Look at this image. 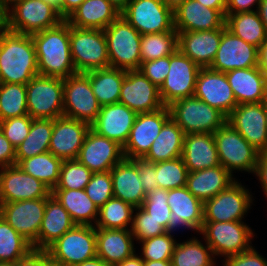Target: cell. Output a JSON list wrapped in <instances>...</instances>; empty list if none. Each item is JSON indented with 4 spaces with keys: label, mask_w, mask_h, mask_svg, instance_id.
Returning a JSON list of instances; mask_svg holds the SVG:
<instances>
[{
    "label": "cell",
    "mask_w": 267,
    "mask_h": 266,
    "mask_svg": "<svg viewBox=\"0 0 267 266\" xmlns=\"http://www.w3.org/2000/svg\"><path fill=\"white\" fill-rule=\"evenodd\" d=\"M0 266H16V263H11V262H0Z\"/></svg>",
    "instance_id": "obj_71"
},
{
    "label": "cell",
    "mask_w": 267,
    "mask_h": 266,
    "mask_svg": "<svg viewBox=\"0 0 267 266\" xmlns=\"http://www.w3.org/2000/svg\"><path fill=\"white\" fill-rule=\"evenodd\" d=\"M121 13L108 0H84L65 21L77 28H107Z\"/></svg>",
    "instance_id": "obj_34"
},
{
    "label": "cell",
    "mask_w": 267,
    "mask_h": 266,
    "mask_svg": "<svg viewBox=\"0 0 267 266\" xmlns=\"http://www.w3.org/2000/svg\"><path fill=\"white\" fill-rule=\"evenodd\" d=\"M199 70L200 67L179 49L170 55L169 72L159 88L164 106L194 95Z\"/></svg>",
    "instance_id": "obj_14"
},
{
    "label": "cell",
    "mask_w": 267,
    "mask_h": 266,
    "mask_svg": "<svg viewBox=\"0 0 267 266\" xmlns=\"http://www.w3.org/2000/svg\"><path fill=\"white\" fill-rule=\"evenodd\" d=\"M193 96L218 109L226 117L238 105L226 73L212 70L209 67L200 68Z\"/></svg>",
    "instance_id": "obj_21"
},
{
    "label": "cell",
    "mask_w": 267,
    "mask_h": 266,
    "mask_svg": "<svg viewBox=\"0 0 267 266\" xmlns=\"http://www.w3.org/2000/svg\"><path fill=\"white\" fill-rule=\"evenodd\" d=\"M131 160L136 164L138 168L139 179L142 183L145 193L148 194L149 192L159 188L156 181V163H150L143 159Z\"/></svg>",
    "instance_id": "obj_54"
},
{
    "label": "cell",
    "mask_w": 267,
    "mask_h": 266,
    "mask_svg": "<svg viewBox=\"0 0 267 266\" xmlns=\"http://www.w3.org/2000/svg\"><path fill=\"white\" fill-rule=\"evenodd\" d=\"M183 130L170 118L162 127L148 153L142 158L150 163L173 160L182 156Z\"/></svg>",
    "instance_id": "obj_36"
},
{
    "label": "cell",
    "mask_w": 267,
    "mask_h": 266,
    "mask_svg": "<svg viewBox=\"0 0 267 266\" xmlns=\"http://www.w3.org/2000/svg\"><path fill=\"white\" fill-rule=\"evenodd\" d=\"M238 105L260 103L267 98V76L259 66L226 72Z\"/></svg>",
    "instance_id": "obj_28"
},
{
    "label": "cell",
    "mask_w": 267,
    "mask_h": 266,
    "mask_svg": "<svg viewBox=\"0 0 267 266\" xmlns=\"http://www.w3.org/2000/svg\"><path fill=\"white\" fill-rule=\"evenodd\" d=\"M174 29L177 32L220 29L225 25V16L196 0H187L173 10Z\"/></svg>",
    "instance_id": "obj_26"
},
{
    "label": "cell",
    "mask_w": 267,
    "mask_h": 266,
    "mask_svg": "<svg viewBox=\"0 0 267 266\" xmlns=\"http://www.w3.org/2000/svg\"><path fill=\"white\" fill-rule=\"evenodd\" d=\"M38 73L31 35L7 30L0 35V83L26 85Z\"/></svg>",
    "instance_id": "obj_2"
},
{
    "label": "cell",
    "mask_w": 267,
    "mask_h": 266,
    "mask_svg": "<svg viewBox=\"0 0 267 266\" xmlns=\"http://www.w3.org/2000/svg\"><path fill=\"white\" fill-rule=\"evenodd\" d=\"M84 190L98 208L103 206L114 197L110 171L94 172Z\"/></svg>",
    "instance_id": "obj_50"
},
{
    "label": "cell",
    "mask_w": 267,
    "mask_h": 266,
    "mask_svg": "<svg viewBox=\"0 0 267 266\" xmlns=\"http://www.w3.org/2000/svg\"><path fill=\"white\" fill-rule=\"evenodd\" d=\"M167 203L171 209L167 232L172 233L179 228L193 229L200 232L203 227L204 203L196 198L186 186L169 189Z\"/></svg>",
    "instance_id": "obj_23"
},
{
    "label": "cell",
    "mask_w": 267,
    "mask_h": 266,
    "mask_svg": "<svg viewBox=\"0 0 267 266\" xmlns=\"http://www.w3.org/2000/svg\"><path fill=\"white\" fill-rule=\"evenodd\" d=\"M170 118V110L167 106L154 112L137 114L128 140L123 146L124 157L142 159Z\"/></svg>",
    "instance_id": "obj_15"
},
{
    "label": "cell",
    "mask_w": 267,
    "mask_h": 266,
    "mask_svg": "<svg viewBox=\"0 0 267 266\" xmlns=\"http://www.w3.org/2000/svg\"><path fill=\"white\" fill-rule=\"evenodd\" d=\"M75 225L70 214L51 194L46 198V206L38 240L32 245L33 249L46 251Z\"/></svg>",
    "instance_id": "obj_29"
},
{
    "label": "cell",
    "mask_w": 267,
    "mask_h": 266,
    "mask_svg": "<svg viewBox=\"0 0 267 266\" xmlns=\"http://www.w3.org/2000/svg\"><path fill=\"white\" fill-rule=\"evenodd\" d=\"M181 157L188 172L219 166L214 134H186Z\"/></svg>",
    "instance_id": "obj_31"
},
{
    "label": "cell",
    "mask_w": 267,
    "mask_h": 266,
    "mask_svg": "<svg viewBox=\"0 0 267 266\" xmlns=\"http://www.w3.org/2000/svg\"><path fill=\"white\" fill-rule=\"evenodd\" d=\"M26 88L28 115L33 119L63 116V79L37 75L26 84Z\"/></svg>",
    "instance_id": "obj_10"
},
{
    "label": "cell",
    "mask_w": 267,
    "mask_h": 266,
    "mask_svg": "<svg viewBox=\"0 0 267 266\" xmlns=\"http://www.w3.org/2000/svg\"><path fill=\"white\" fill-rule=\"evenodd\" d=\"M178 33V49L200 68L210 67L220 46L222 28Z\"/></svg>",
    "instance_id": "obj_27"
},
{
    "label": "cell",
    "mask_w": 267,
    "mask_h": 266,
    "mask_svg": "<svg viewBox=\"0 0 267 266\" xmlns=\"http://www.w3.org/2000/svg\"><path fill=\"white\" fill-rule=\"evenodd\" d=\"M8 30L7 2L0 0V35Z\"/></svg>",
    "instance_id": "obj_62"
},
{
    "label": "cell",
    "mask_w": 267,
    "mask_h": 266,
    "mask_svg": "<svg viewBox=\"0 0 267 266\" xmlns=\"http://www.w3.org/2000/svg\"><path fill=\"white\" fill-rule=\"evenodd\" d=\"M89 76L92 91L100 106L118 103L121 86L126 71L118 68L107 67L86 72Z\"/></svg>",
    "instance_id": "obj_37"
},
{
    "label": "cell",
    "mask_w": 267,
    "mask_h": 266,
    "mask_svg": "<svg viewBox=\"0 0 267 266\" xmlns=\"http://www.w3.org/2000/svg\"><path fill=\"white\" fill-rule=\"evenodd\" d=\"M32 250V244L0 215V262L16 263Z\"/></svg>",
    "instance_id": "obj_43"
},
{
    "label": "cell",
    "mask_w": 267,
    "mask_h": 266,
    "mask_svg": "<svg viewBox=\"0 0 267 266\" xmlns=\"http://www.w3.org/2000/svg\"><path fill=\"white\" fill-rule=\"evenodd\" d=\"M224 266H267V260L255 250L251 249L229 256L224 260Z\"/></svg>",
    "instance_id": "obj_55"
},
{
    "label": "cell",
    "mask_w": 267,
    "mask_h": 266,
    "mask_svg": "<svg viewBox=\"0 0 267 266\" xmlns=\"http://www.w3.org/2000/svg\"><path fill=\"white\" fill-rule=\"evenodd\" d=\"M254 174L258 177L261 187L263 188V192L267 197V151L259 154Z\"/></svg>",
    "instance_id": "obj_59"
},
{
    "label": "cell",
    "mask_w": 267,
    "mask_h": 266,
    "mask_svg": "<svg viewBox=\"0 0 267 266\" xmlns=\"http://www.w3.org/2000/svg\"><path fill=\"white\" fill-rule=\"evenodd\" d=\"M92 175L93 172L77 159L64 160L60 168L58 183L54 189H85Z\"/></svg>",
    "instance_id": "obj_47"
},
{
    "label": "cell",
    "mask_w": 267,
    "mask_h": 266,
    "mask_svg": "<svg viewBox=\"0 0 267 266\" xmlns=\"http://www.w3.org/2000/svg\"><path fill=\"white\" fill-rule=\"evenodd\" d=\"M26 85L0 83V121L28 115Z\"/></svg>",
    "instance_id": "obj_45"
},
{
    "label": "cell",
    "mask_w": 267,
    "mask_h": 266,
    "mask_svg": "<svg viewBox=\"0 0 267 266\" xmlns=\"http://www.w3.org/2000/svg\"><path fill=\"white\" fill-rule=\"evenodd\" d=\"M264 111H265L266 123H267V98L264 100Z\"/></svg>",
    "instance_id": "obj_72"
},
{
    "label": "cell",
    "mask_w": 267,
    "mask_h": 266,
    "mask_svg": "<svg viewBox=\"0 0 267 266\" xmlns=\"http://www.w3.org/2000/svg\"><path fill=\"white\" fill-rule=\"evenodd\" d=\"M137 113L118 102L102 106L91 129L98 135L119 143L122 147L128 140Z\"/></svg>",
    "instance_id": "obj_25"
},
{
    "label": "cell",
    "mask_w": 267,
    "mask_h": 266,
    "mask_svg": "<svg viewBox=\"0 0 267 266\" xmlns=\"http://www.w3.org/2000/svg\"><path fill=\"white\" fill-rule=\"evenodd\" d=\"M203 235L214 256L229 257L251 249L255 235L243 221L203 222L199 232Z\"/></svg>",
    "instance_id": "obj_9"
},
{
    "label": "cell",
    "mask_w": 267,
    "mask_h": 266,
    "mask_svg": "<svg viewBox=\"0 0 267 266\" xmlns=\"http://www.w3.org/2000/svg\"><path fill=\"white\" fill-rule=\"evenodd\" d=\"M220 165L231 174L234 170L255 173L260 152L227 122L214 133Z\"/></svg>",
    "instance_id": "obj_8"
},
{
    "label": "cell",
    "mask_w": 267,
    "mask_h": 266,
    "mask_svg": "<svg viewBox=\"0 0 267 266\" xmlns=\"http://www.w3.org/2000/svg\"><path fill=\"white\" fill-rule=\"evenodd\" d=\"M101 109L86 73L64 79L63 116L92 124Z\"/></svg>",
    "instance_id": "obj_11"
},
{
    "label": "cell",
    "mask_w": 267,
    "mask_h": 266,
    "mask_svg": "<svg viewBox=\"0 0 267 266\" xmlns=\"http://www.w3.org/2000/svg\"><path fill=\"white\" fill-rule=\"evenodd\" d=\"M16 165V149L0 130V168Z\"/></svg>",
    "instance_id": "obj_56"
},
{
    "label": "cell",
    "mask_w": 267,
    "mask_h": 266,
    "mask_svg": "<svg viewBox=\"0 0 267 266\" xmlns=\"http://www.w3.org/2000/svg\"><path fill=\"white\" fill-rule=\"evenodd\" d=\"M33 118L30 115L0 121V130L16 148L28 136Z\"/></svg>",
    "instance_id": "obj_52"
},
{
    "label": "cell",
    "mask_w": 267,
    "mask_h": 266,
    "mask_svg": "<svg viewBox=\"0 0 267 266\" xmlns=\"http://www.w3.org/2000/svg\"><path fill=\"white\" fill-rule=\"evenodd\" d=\"M52 190L19 166L0 168V204L47 198Z\"/></svg>",
    "instance_id": "obj_16"
},
{
    "label": "cell",
    "mask_w": 267,
    "mask_h": 266,
    "mask_svg": "<svg viewBox=\"0 0 267 266\" xmlns=\"http://www.w3.org/2000/svg\"><path fill=\"white\" fill-rule=\"evenodd\" d=\"M261 0H226V14H235L238 12H253L255 9H252L256 5V10H258Z\"/></svg>",
    "instance_id": "obj_58"
},
{
    "label": "cell",
    "mask_w": 267,
    "mask_h": 266,
    "mask_svg": "<svg viewBox=\"0 0 267 266\" xmlns=\"http://www.w3.org/2000/svg\"><path fill=\"white\" fill-rule=\"evenodd\" d=\"M124 158L123 147L119 143L98 135L90 128L77 160L94 173L110 171Z\"/></svg>",
    "instance_id": "obj_22"
},
{
    "label": "cell",
    "mask_w": 267,
    "mask_h": 266,
    "mask_svg": "<svg viewBox=\"0 0 267 266\" xmlns=\"http://www.w3.org/2000/svg\"><path fill=\"white\" fill-rule=\"evenodd\" d=\"M50 4H52L53 6H55L58 9V12L60 14V2L61 0H44Z\"/></svg>",
    "instance_id": "obj_70"
},
{
    "label": "cell",
    "mask_w": 267,
    "mask_h": 266,
    "mask_svg": "<svg viewBox=\"0 0 267 266\" xmlns=\"http://www.w3.org/2000/svg\"><path fill=\"white\" fill-rule=\"evenodd\" d=\"M225 26L232 34L258 48L267 37L265 25L257 10L225 16Z\"/></svg>",
    "instance_id": "obj_38"
},
{
    "label": "cell",
    "mask_w": 267,
    "mask_h": 266,
    "mask_svg": "<svg viewBox=\"0 0 267 266\" xmlns=\"http://www.w3.org/2000/svg\"><path fill=\"white\" fill-rule=\"evenodd\" d=\"M42 76L67 79L77 73L70 51L69 24L63 20L56 27L31 35Z\"/></svg>",
    "instance_id": "obj_1"
},
{
    "label": "cell",
    "mask_w": 267,
    "mask_h": 266,
    "mask_svg": "<svg viewBox=\"0 0 267 266\" xmlns=\"http://www.w3.org/2000/svg\"><path fill=\"white\" fill-rule=\"evenodd\" d=\"M236 178L222 165L188 172L186 188L203 203L227 189Z\"/></svg>",
    "instance_id": "obj_33"
},
{
    "label": "cell",
    "mask_w": 267,
    "mask_h": 266,
    "mask_svg": "<svg viewBox=\"0 0 267 266\" xmlns=\"http://www.w3.org/2000/svg\"><path fill=\"white\" fill-rule=\"evenodd\" d=\"M75 266H110L106 264L100 257L96 256L92 259L86 260Z\"/></svg>",
    "instance_id": "obj_66"
},
{
    "label": "cell",
    "mask_w": 267,
    "mask_h": 266,
    "mask_svg": "<svg viewBox=\"0 0 267 266\" xmlns=\"http://www.w3.org/2000/svg\"><path fill=\"white\" fill-rule=\"evenodd\" d=\"M178 49L177 31L141 35V63L172 55Z\"/></svg>",
    "instance_id": "obj_44"
},
{
    "label": "cell",
    "mask_w": 267,
    "mask_h": 266,
    "mask_svg": "<svg viewBox=\"0 0 267 266\" xmlns=\"http://www.w3.org/2000/svg\"><path fill=\"white\" fill-rule=\"evenodd\" d=\"M252 202L249 190L237 180L204 202L203 222L242 221Z\"/></svg>",
    "instance_id": "obj_13"
},
{
    "label": "cell",
    "mask_w": 267,
    "mask_h": 266,
    "mask_svg": "<svg viewBox=\"0 0 267 266\" xmlns=\"http://www.w3.org/2000/svg\"><path fill=\"white\" fill-rule=\"evenodd\" d=\"M133 242L134 236L130 229L96 228L97 256L110 266L136 253Z\"/></svg>",
    "instance_id": "obj_32"
},
{
    "label": "cell",
    "mask_w": 267,
    "mask_h": 266,
    "mask_svg": "<svg viewBox=\"0 0 267 266\" xmlns=\"http://www.w3.org/2000/svg\"><path fill=\"white\" fill-rule=\"evenodd\" d=\"M46 198L0 204V215L32 245L38 240Z\"/></svg>",
    "instance_id": "obj_18"
},
{
    "label": "cell",
    "mask_w": 267,
    "mask_h": 266,
    "mask_svg": "<svg viewBox=\"0 0 267 266\" xmlns=\"http://www.w3.org/2000/svg\"><path fill=\"white\" fill-rule=\"evenodd\" d=\"M84 0H61L60 16L65 20Z\"/></svg>",
    "instance_id": "obj_60"
},
{
    "label": "cell",
    "mask_w": 267,
    "mask_h": 266,
    "mask_svg": "<svg viewBox=\"0 0 267 266\" xmlns=\"http://www.w3.org/2000/svg\"><path fill=\"white\" fill-rule=\"evenodd\" d=\"M227 123L260 153L267 151V123L264 101L237 105L227 117Z\"/></svg>",
    "instance_id": "obj_20"
},
{
    "label": "cell",
    "mask_w": 267,
    "mask_h": 266,
    "mask_svg": "<svg viewBox=\"0 0 267 266\" xmlns=\"http://www.w3.org/2000/svg\"><path fill=\"white\" fill-rule=\"evenodd\" d=\"M135 215H133L131 233L136 241H143L145 239L161 235L166 229L144 211L141 207L134 209ZM138 211V212H137Z\"/></svg>",
    "instance_id": "obj_51"
},
{
    "label": "cell",
    "mask_w": 267,
    "mask_h": 266,
    "mask_svg": "<svg viewBox=\"0 0 267 266\" xmlns=\"http://www.w3.org/2000/svg\"><path fill=\"white\" fill-rule=\"evenodd\" d=\"M205 245L196 237L177 243L171 256V266H215L212 250L207 243Z\"/></svg>",
    "instance_id": "obj_41"
},
{
    "label": "cell",
    "mask_w": 267,
    "mask_h": 266,
    "mask_svg": "<svg viewBox=\"0 0 267 266\" xmlns=\"http://www.w3.org/2000/svg\"><path fill=\"white\" fill-rule=\"evenodd\" d=\"M110 174L114 197L134 208L141 207L147 194L139 179L136 164L131 159L124 158L110 170Z\"/></svg>",
    "instance_id": "obj_30"
},
{
    "label": "cell",
    "mask_w": 267,
    "mask_h": 266,
    "mask_svg": "<svg viewBox=\"0 0 267 266\" xmlns=\"http://www.w3.org/2000/svg\"><path fill=\"white\" fill-rule=\"evenodd\" d=\"M188 170L182 157L156 163V181L159 188L175 189L186 186Z\"/></svg>",
    "instance_id": "obj_46"
},
{
    "label": "cell",
    "mask_w": 267,
    "mask_h": 266,
    "mask_svg": "<svg viewBox=\"0 0 267 266\" xmlns=\"http://www.w3.org/2000/svg\"><path fill=\"white\" fill-rule=\"evenodd\" d=\"M91 125L65 116L53 119L49 152L62 161L77 159Z\"/></svg>",
    "instance_id": "obj_24"
},
{
    "label": "cell",
    "mask_w": 267,
    "mask_h": 266,
    "mask_svg": "<svg viewBox=\"0 0 267 266\" xmlns=\"http://www.w3.org/2000/svg\"><path fill=\"white\" fill-rule=\"evenodd\" d=\"M62 162L59 157L47 151L31 158L22 159L17 166L53 190L59 180Z\"/></svg>",
    "instance_id": "obj_40"
},
{
    "label": "cell",
    "mask_w": 267,
    "mask_h": 266,
    "mask_svg": "<svg viewBox=\"0 0 267 266\" xmlns=\"http://www.w3.org/2000/svg\"><path fill=\"white\" fill-rule=\"evenodd\" d=\"M70 51L76 72L86 73L110 67L103 30L69 25Z\"/></svg>",
    "instance_id": "obj_5"
},
{
    "label": "cell",
    "mask_w": 267,
    "mask_h": 266,
    "mask_svg": "<svg viewBox=\"0 0 267 266\" xmlns=\"http://www.w3.org/2000/svg\"><path fill=\"white\" fill-rule=\"evenodd\" d=\"M169 8L175 10L179 5L187 0H162Z\"/></svg>",
    "instance_id": "obj_68"
},
{
    "label": "cell",
    "mask_w": 267,
    "mask_h": 266,
    "mask_svg": "<svg viewBox=\"0 0 267 266\" xmlns=\"http://www.w3.org/2000/svg\"><path fill=\"white\" fill-rule=\"evenodd\" d=\"M51 194L70 214L76 225L95 226L99 208L87 196L84 189H53Z\"/></svg>",
    "instance_id": "obj_35"
},
{
    "label": "cell",
    "mask_w": 267,
    "mask_h": 266,
    "mask_svg": "<svg viewBox=\"0 0 267 266\" xmlns=\"http://www.w3.org/2000/svg\"><path fill=\"white\" fill-rule=\"evenodd\" d=\"M8 30L32 35L59 25L64 19L58 9L44 0H10Z\"/></svg>",
    "instance_id": "obj_3"
},
{
    "label": "cell",
    "mask_w": 267,
    "mask_h": 266,
    "mask_svg": "<svg viewBox=\"0 0 267 266\" xmlns=\"http://www.w3.org/2000/svg\"><path fill=\"white\" fill-rule=\"evenodd\" d=\"M138 243H142L141 258L144 261H171L177 241L171 233L165 232Z\"/></svg>",
    "instance_id": "obj_48"
},
{
    "label": "cell",
    "mask_w": 267,
    "mask_h": 266,
    "mask_svg": "<svg viewBox=\"0 0 267 266\" xmlns=\"http://www.w3.org/2000/svg\"><path fill=\"white\" fill-rule=\"evenodd\" d=\"M120 13H122L131 0H108Z\"/></svg>",
    "instance_id": "obj_67"
},
{
    "label": "cell",
    "mask_w": 267,
    "mask_h": 266,
    "mask_svg": "<svg viewBox=\"0 0 267 266\" xmlns=\"http://www.w3.org/2000/svg\"><path fill=\"white\" fill-rule=\"evenodd\" d=\"M134 209L129 203L112 197L99 208L95 228L131 229Z\"/></svg>",
    "instance_id": "obj_42"
},
{
    "label": "cell",
    "mask_w": 267,
    "mask_h": 266,
    "mask_svg": "<svg viewBox=\"0 0 267 266\" xmlns=\"http://www.w3.org/2000/svg\"><path fill=\"white\" fill-rule=\"evenodd\" d=\"M119 102L137 114L154 112L164 107L159 88L140 70L126 71Z\"/></svg>",
    "instance_id": "obj_19"
},
{
    "label": "cell",
    "mask_w": 267,
    "mask_h": 266,
    "mask_svg": "<svg viewBox=\"0 0 267 266\" xmlns=\"http://www.w3.org/2000/svg\"><path fill=\"white\" fill-rule=\"evenodd\" d=\"M168 108L171 118L185 135L214 133L227 122L221 111L194 96L177 100Z\"/></svg>",
    "instance_id": "obj_6"
},
{
    "label": "cell",
    "mask_w": 267,
    "mask_h": 266,
    "mask_svg": "<svg viewBox=\"0 0 267 266\" xmlns=\"http://www.w3.org/2000/svg\"><path fill=\"white\" fill-rule=\"evenodd\" d=\"M110 67L125 71L139 70L141 34L120 15L104 30Z\"/></svg>",
    "instance_id": "obj_4"
},
{
    "label": "cell",
    "mask_w": 267,
    "mask_h": 266,
    "mask_svg": "<svg viewBox=\"0 0 267 266\" xmlns=\"http://www.w3.org/2000/svg\"><path fill=\"white\" fill-rule=\"evenodd\" d=\"M257 11L267 31V0H261Z\"/></svg>",
    "instance_id": "obj_65"
},
{
    "label": "cell",
    "mask_w": 267,
    "mask_h": 266,
    "mask_svg": "<svg viewBox=\"0 0 267 266\" xmlns=\"http://www.w3.org/2000/svg\"><path fill=\"white\" fill-rule=\"evenodd\" d=\"M53 264L75 266L97 256L96 228L75 225L47 250Z\"/></svg>",
    "instance_id": "obj_7"
},
{
    "label": "cell",
    "mask_w": 267,
    "mask_h": 266,
    "mask_svg": "<svg viewBox=\"0 0 267 266\" xmlns=\"http://www.w3.org/2000/svg\"><path fill=\"white\" fill-rule=\"evenodd\" d=\"M50 266H59V265H56V264H53V263H51V265Z\"/></svg>",
    "instance_id": "obj_73"
},
{
    "label": "cell",
    "mask_w": 267,
    "mask_h": 266,
    "mask_svg": "<svg viewBox=\"0 0 267 266\" xmlns=\"http://www.w3.org/2000/svg\"><path fill=\"white\" fill-rule=\"evenodd\" d=\"M53 119H33L28 136L16 149V165L22 160L49 151Z\"/></svg>",
    "instance_id": "obj_39"
},
{
    "label": "cell",
    "mask_w": 267,
    "mask_h": 266,
    "mask_svg": "<svg viewBox=\"0 0 267 266\" xmlns=\"http://www.w3.org/2000/svg\"><path fill=\"white\" fill-rule=\"evenodd\" d=\"M167 198L168 190L157 188L146 195L145 200L141 205V208L151 215L153 219L160 222L166 231L172 213L167 203Z\"/></svg>",
    "instance_id": "obj_49"
},
{
    "label": "cell",
    "mask_w": 267,
    "mask_h": 266,
    "mask_svg": "<svg viewBox=\"0 0 267 266\" xmlns=\"http://www.w3.org/2000/svg\"><path fill=\"white\" fill-rule=\"evenodd\" d=\"M207 8L219 10L224 16L226 14V0H196Z\"/></svg>",
    "instance_id": "obj_61"
},
{
    "label": "cell",
    "mask_w": 267,
    "mask_h": 266,
    "mask_svg": "<svg viewBox=\"0 0 267 266\" xmlns=\"http://www.w3.org/2000/svg\"><path fill=\"white\" fill-rule=\"evenodd\" d=\"M144 260L141 256L134 253L131 257L126 258L124 261L114 264L113 266H143Z\"/></svg>",
    "instance_id": "obj_64"
},
{
    "label": "cell",
    "mask_w": 267,
    "mask_h": 266,
    "mask_svg": "<svg viewBox=\"0 0 267 266\" xmlns=\"http://www.w3.org/2000/svg\"><path fill=\"white\" fill-rule=\"evenodd\" d=\"M259 68L267 76V37L259 48Z\"/></svg>",
    "instance_id": "obj_63"
},
{
    "label": "cell",
    "mask_w": 267,
    "mask_h": 266,
    "mask_svg": "<svg viewBox=\"0 0 267 266\" xmlns=\"http://www.w3.org/2000/svg\"><path fill=\"white\" fill-rule=\"evenodd\" d=\"M170 55L156 60L142 62L139 70L158 88L164 83L169 72Z\"/></svg>",
    "instance_id": "obj_53"
},
{
    "label": "cell",
    "mask_w": 267,
    "mask_h": 266,
    "mask_svg": "<svg viewBox=\"0 0 267 266\" xmlns=\"http://www.w3.org/2000/svg\"><path fill=\"white\" fill-rule=\"evenodd\" d=\"M121 15L141 35L176 31L173 10L162 0H131Z\"/></svg>",
    "instance_id": "obj_12"
},
{
    "label": "cell",
    "mask_w": 267,
    "mask_h": 266,
    "mask_svg": "<svg viewBox=\"0 0 267 266\" xmlns=\"http://www.w3.org/2000/svg\"><path fill=\"white\" fill-rule=\"evenodd\" d=\"M143 266H171V261H144Z\"/></svg>",
    "instance_id": "obj_69"
},
{
    "label": "cell",
    "mask_w": 267,
    "mask_h": 266,
    "mask_svg": "<svg viewBox=\"0 0 267 266\" xmlns=\"http://www.w3.org/2000/svg\"><path fill=\"white\" fill-rule=\"evenodd\" d=\"M51 263L47 251L33 249L27 256L19 259L16 266H50Z\"/></svg>",
    "instance_id": "obj_57"
},
{
    "label": "cell",
    "mask_w": 267,
    "mask_h": 266,
    "mask_svg": "<svg viewBox=\"0 0 267 266\" xmlns=\"http://www.w3.org/2000/svg\"><path fill=\"white\" fill-rule=\"evenodd\" d=\"M256 66H259V48L235 36L224 25L220 46L209 68L226 73Z\"/></svg>",
    "instance_id": "obj_17"
}]
</instances>
